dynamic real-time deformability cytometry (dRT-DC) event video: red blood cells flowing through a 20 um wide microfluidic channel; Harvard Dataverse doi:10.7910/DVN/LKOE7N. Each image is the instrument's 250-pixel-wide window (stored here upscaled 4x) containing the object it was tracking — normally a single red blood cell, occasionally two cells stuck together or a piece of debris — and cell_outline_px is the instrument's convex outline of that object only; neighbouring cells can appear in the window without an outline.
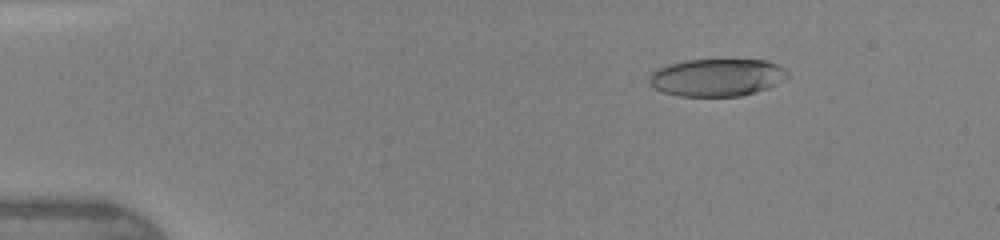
{"species": "human", "species_latin": "Homo sapiens", "temperature_condition": "warm", "stored_images_in_passage": 43, "camera_frame_rate_fps": 3000, "um_per_image_px": 0.085, "donor": {"sex": "female"}, "frame": {"image": 1, "passage_image": 4, "time_ms": 1.0, "image_size_px": [1000, 240], "cell_outline_px": [[788, 76], [776, 84], [768, 88], [756, 92], [740, 96], [680, 96], [664, 92], [656, 88], [648, 80], [648, 76], [652, 72], [668, 64], [684, 60], [768, 60], [784, 68], [788, 72]], "centroid_in_image_um": [60.95, 6.58], "position_along_channel_um": 24.1, "area_um2": 30.11}}
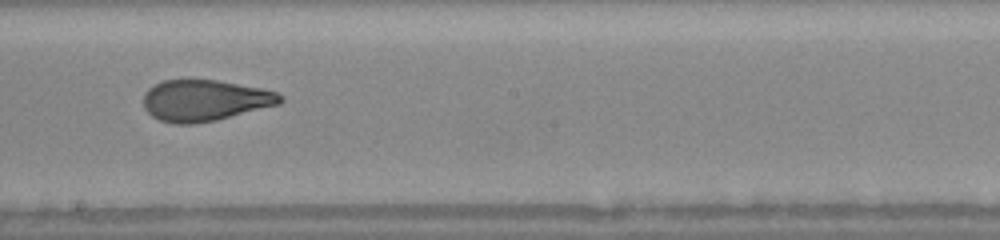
{"frame": {"image": 2, "passage_image": 24, "time_ms": 7.667, "image_size_px": [1000, 240], "cell_outline_px": [[284, 100], [280, 104], [216, 120], [192, 124], [172, 124], [160, 120], [152, 116], [144, 108], [144, 92], [148, 88], [164, 80], [216, 80], [264, 88], [276, 92], [284, 96]], "centroid_in_image_um": [17.43, 8.54], "position_along_channel_um": 230.8, "area_um2": 32.95}}
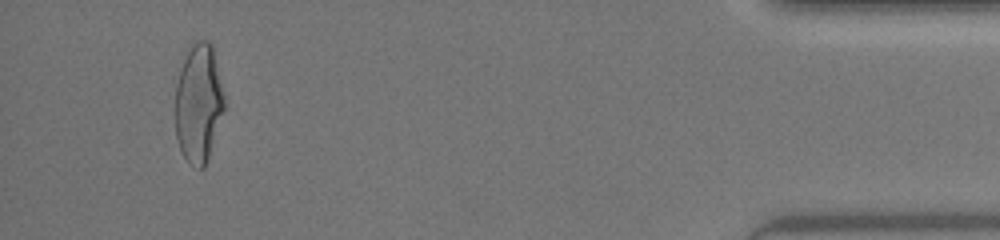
{"frame": {"image": 3, "passage_image": 41, "time_ms": 13.333, "image_size_px": [1000, 240], "cell_outline_px": [[224, 108], [204, 168], [200, 168], [188, 164], [180, 148], [176, 136], [176, 84], [180, 68], [192, 44], [196, 40], [208, 40], [212, 44], [224, 96]], "centroid_in_image_um": [16.87, 8.76], "position_along_channel_um": 418.3, "area_um2": 33.29}, "authors_computed_cell_mechanics": {"area_um2": 33.235, "velocity_mm_per_s": 4.4037, "shape_relaxation_time_tau1_ms": 6.4935, "shape_relaxation_time_tau2_ms": 1.0599, "deformation_change_tau1": 0.2488, "deformation_change_tau2": 0.0854}}